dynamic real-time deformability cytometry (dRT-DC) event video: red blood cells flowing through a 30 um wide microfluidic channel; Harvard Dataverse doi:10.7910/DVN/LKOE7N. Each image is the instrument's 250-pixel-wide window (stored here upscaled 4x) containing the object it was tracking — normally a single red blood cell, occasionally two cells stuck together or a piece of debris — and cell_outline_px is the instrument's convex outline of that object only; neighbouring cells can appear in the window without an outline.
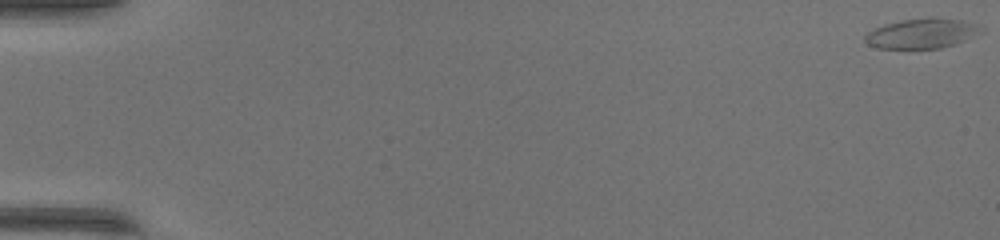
{"species": "common noctule bat (a hibernating species)", "species_latin": "Nyctalus noctula", "temperature_condition": "warm", "stored_images_in_passage": 51, "camera_frame_rate_fps": 3000, "um_per_image_px": 0.085, "animal": {"sex": "female", "body_mass_g": 17.0, "forearm_length_mm": 48.0}, "frame": {"image": 1, "passage_image": 1, "time_ms": 0.0, "image_size_px": [1000, 240], "cell_outline_px": [[984, 32], [956, 44], [940, 48], [876, 48], [868, 44], [864, 40], [864, 36], [872, 28], [884, 24], [904, 20], [932, 16], [936, 16], [960, 20], [984, 28]], "centroid_in_image_um": [78.36, 2.83], "position_along_channel_um": 6.6, "area_um2": 20.4}}
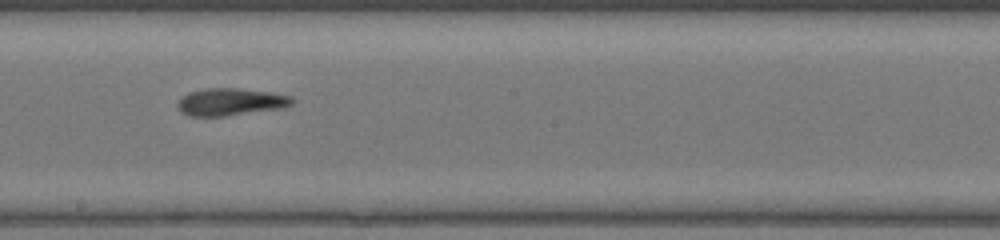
{"frame": {"image": 2, "passage_image": 30, "time_ms": 9.667, "image_size_px": [1000, 240], "cell_outline_px": [[296, 100], [292, 104], [284, 108], [224, 116], [188, 116], [180, 112], [176, 104], [188, 92], [204, 88], [236, 88], [272, 92], [292, 96]], "centroid_in_image_um": [19.62, 8.66], "position_along_channel_um": 228.6, "area_um2": 18.44}}
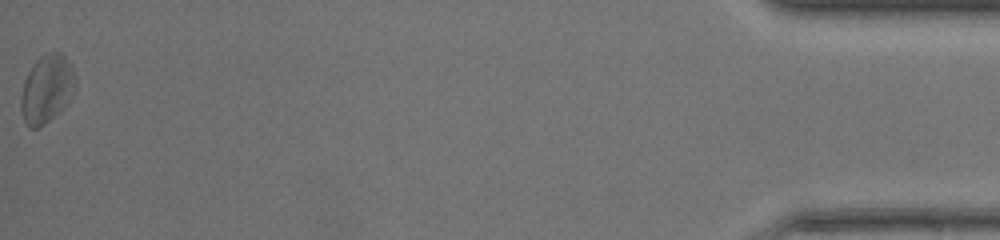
{"frame": {"image": 3, "passage_image": 51, "time_ms": 16.667, "image_size_px": [1000, 240], "cell_outline_px": [[76, 92], [64, 108], [60, 112], [44, 124], [36, 128], [28, 128], [24, 120], [20, 108], [20, 96], [24, 80], [28, 72], [36, 60], [40, 56], [48, 52], [60, 52], [72, 64], [76, 76]], "centroid_in_image_um": [4.0, 7.56], "position_along_channel_um": 431.2, "area_um2": 22.14}, "authors_computed_cell_mechanics": {"area_um2": 18.9584, "velocity_mm_per_s": 4.2472, "shape_relaxation_time_tau1_ms": 3.6443, "shape_relaxation_time_tau2_ms": 4.7284, "deformation_change_tau1": 0.1529, "deformation_change_tau2": 0.1438}}